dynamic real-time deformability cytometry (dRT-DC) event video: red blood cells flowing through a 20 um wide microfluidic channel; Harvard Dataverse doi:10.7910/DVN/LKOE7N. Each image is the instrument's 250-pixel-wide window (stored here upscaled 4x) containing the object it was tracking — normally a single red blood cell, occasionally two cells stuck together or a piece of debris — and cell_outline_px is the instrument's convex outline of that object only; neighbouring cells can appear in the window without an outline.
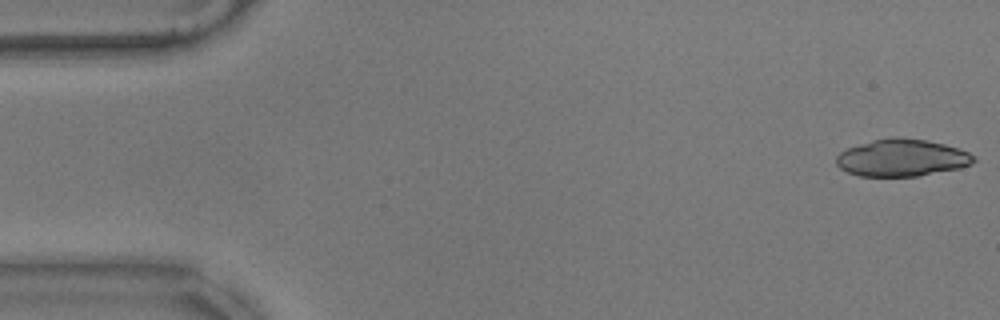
{"species": "common noctule bat (a hibernating species)", "species_latin": "Nyctalus noctula", "temperature_condition": "warm", "stored_images_in_passage": 56, "camera_frame_rate_fps": 3000, "um_per_image_px": 0.085, "animal": {"sex": "male", "body_mass_g": 17.9}, "frame": {"image": 1, "passage_image": 1, "time_ms": 0.0, "image_size_px": [1000, 320], "cell_outline_px": [[976, 160], [972, 164], [960, 168], [920, 176], [860, 176], [848, 172], [840, 168], [836, 164], [836, 156], [840, 152], [848, 148], [872, 140], [892, 136], [900, 136], [928, 140], [944, 144], [968, 152], [976, 156]], "centroid_in_image_um": [76.68, 13.4], "position_along_channel_um": 8.3, "area_um2": 30.0}}